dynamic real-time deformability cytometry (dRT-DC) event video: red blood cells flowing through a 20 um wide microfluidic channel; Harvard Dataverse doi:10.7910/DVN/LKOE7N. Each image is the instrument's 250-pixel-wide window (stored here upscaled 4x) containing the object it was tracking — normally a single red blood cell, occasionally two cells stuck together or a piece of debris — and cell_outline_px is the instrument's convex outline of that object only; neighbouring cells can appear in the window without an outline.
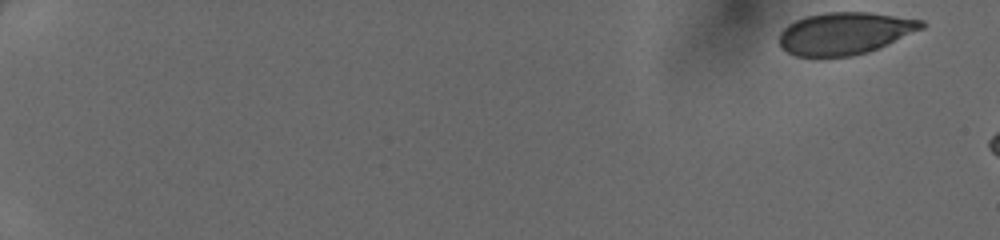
{"species": "human", "species_latin": "Homo sapiens", "temperature_condition": "cold", "stored_images_in_passage": 8, "camera_frame_rate_fps": 3000, "um_per_image_px": 0.085, "donor": {"sex": "female"}, "frame": {"image": 1, "passage_image": 1, "time_ms": 0.0, "image_size_px": [1000, 240], "cell_outline_px": [[924, 28], [868, 52], [852, 56], [796, 56], [788, 52], [780, 44], [780, 32], [788, 24], [804, 16], [824, 12], [868, 12], [924, 20]], "centroid_in_image_um": [71.8, 2.82], "position_along_channel_um": 13.2, "area_um2": 34.74}}